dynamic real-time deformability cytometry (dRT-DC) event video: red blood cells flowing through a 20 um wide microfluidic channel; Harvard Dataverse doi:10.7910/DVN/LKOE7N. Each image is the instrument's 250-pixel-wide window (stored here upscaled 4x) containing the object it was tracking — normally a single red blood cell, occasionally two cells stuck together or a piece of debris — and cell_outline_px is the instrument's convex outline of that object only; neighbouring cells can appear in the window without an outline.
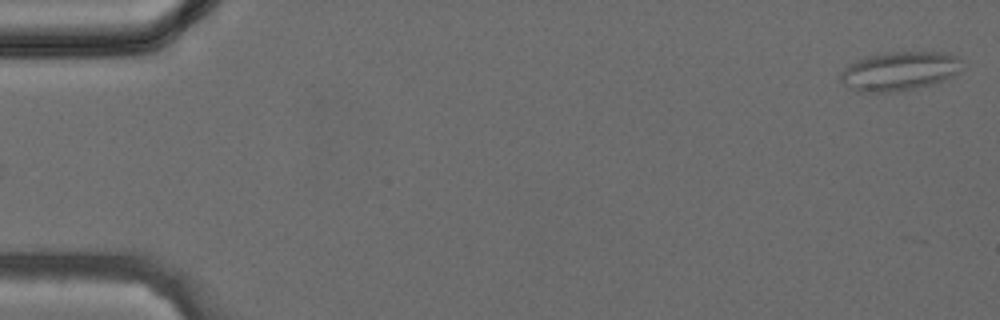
{"species": "common noctule bat (a hibernating species)", "species_latin": "Nyctalus noctula", "temperature_condition": "cold", "stored_images_in_passage": 35, "camera_frame_rate_fps": 3000, "um_per_image_px": 0.085, "animal": {"sex": "female", "body_mass_g": 24.6, "forearm_length_mm": 56.2}, "frame": {"image": 1, "passage_image": 1, "time_ms": 0.0, "image_size_px": [1000, 320], "cell_outline_px": [[960, 72], [944, 80], [912, 88], [892, 92], [856, 92], [844, 84], [840, 80], [840, 72], [848, 64], [864, 56], [880, 52], [944, 52], [956, 56], [960, 60]], "centroid_in_image_um": [76.38, 6.03], "position_along_channel_um": 8.6, "area_um2": 27.63}}
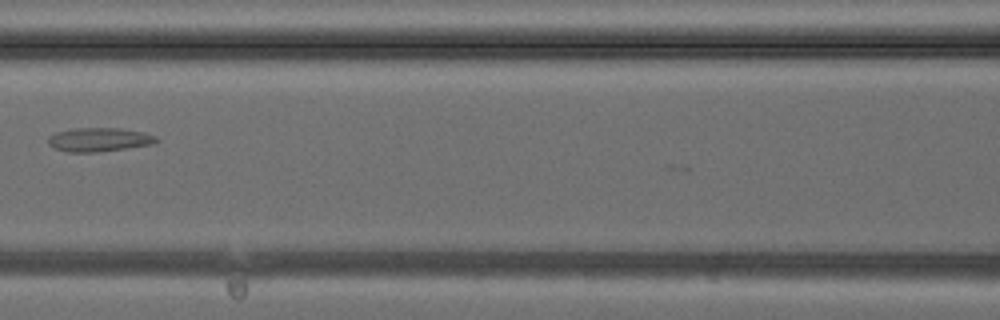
{"frame": {"image": 2, "passage_image": 18, "time_ms": 5.667, "image_size_px": [1000, 320], "cell_outline_px": [[160, 140], [152, 144], [96, 152], [68, 152], [56, 148], [48, 144], [48, 136], [56, 132], [76, 128], [120, 128], [144, 132], [156, 136]], "centroid_in_image_um": [8.43, 11.86], "position_along_channel_um": 158.2, "area_um2": 14.91}}
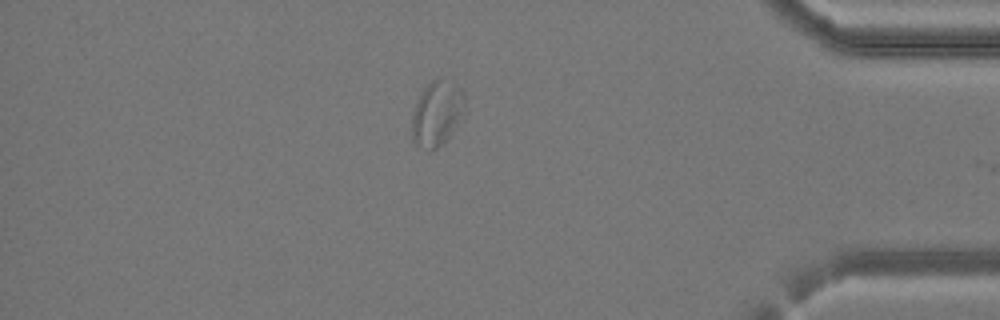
{"frame": {"image": 3, "passage_image": 34, "time_ms": 11.0, "image_size_px": [1000, 320], "cell_outline_px": [[468, 112], [456, 128], [436, 148], [428, 152], [416, 144], [412, 140], [412, 112], [424, 88], [432, 80], [452, 80], [464, 92]], "centroid_in_image_um": [37.2, 9.64], "position_along_channel_um": 398.0, "area_um2": 20.46}}